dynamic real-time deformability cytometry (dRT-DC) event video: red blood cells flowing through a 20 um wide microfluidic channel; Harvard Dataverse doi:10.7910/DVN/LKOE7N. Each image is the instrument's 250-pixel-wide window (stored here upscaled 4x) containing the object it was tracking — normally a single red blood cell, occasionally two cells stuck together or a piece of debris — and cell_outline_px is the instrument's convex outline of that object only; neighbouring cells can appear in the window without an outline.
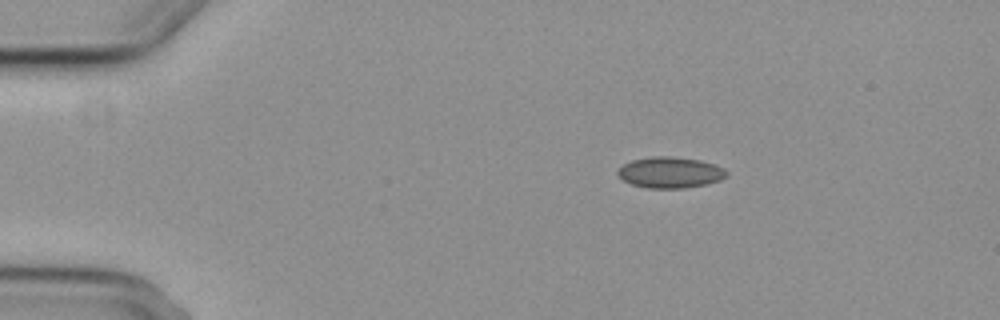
{"species": "common noctule bat (a hibernating species)", "species_latin": "Nyctalus noctula", "temperature_condition": "cold", "stored_images_in_passage": 4, "camera_frame_rate_fps": 3000, "um_per_image_px": 0.085, "animal": {"sex": "female", "body_mass_g": 29.2, "forearm_length_mm": 56.3}, "frame": {"image": 1, "passage_image": 2, "time_ms": 1.333, "image_size_px": [1000, 320], "cell_outline_px": [[728, 176], [720, 180], [704, 184], [684, 188], [648, 188], [632, 184], [624, 180], [616, 172], [624, 164], [632, 160], [652, 156], [672, 156], [700, 160], [724, 168], [728, 172]], "centroid_in_image_um": [56.98, 14.65], "position_along_channel_um": 28.0, "area_um2": 19.54}}